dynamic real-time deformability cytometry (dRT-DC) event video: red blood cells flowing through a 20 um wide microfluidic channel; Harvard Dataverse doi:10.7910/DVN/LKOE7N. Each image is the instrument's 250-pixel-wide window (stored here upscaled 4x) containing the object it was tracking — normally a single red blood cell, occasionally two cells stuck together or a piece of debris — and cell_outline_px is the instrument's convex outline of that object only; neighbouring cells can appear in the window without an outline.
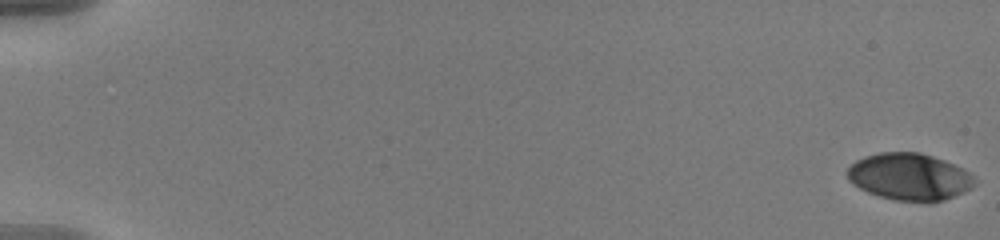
{"species": "human", "species_latin": "Homo sapiens", "temperature_condition": "warm", "stored_images_in_passage": 58, "camera_frame_rate_fps": 3000, "um_per_image_px": 0.085, "donor": {"sex": "male"}, "frame": {"image": 1, "passage_image": 1, "time_ms": 0.0, "image_size_px": [1000, 240], "cell_outline_px": [[976, 184], [972, 188], [964, 192], [944, 200], [928, 204], [892, 200], [868, 192], [852, 184], [848, 180], [848, 168], [856, 160], [864, 156], [880, 152], [920, 152], [944, 160], [976, 176]], "centroid_in_image_um": [77.33, 15.05], "position_along_channel_um": 7.7, "area_um2": 35.32}}
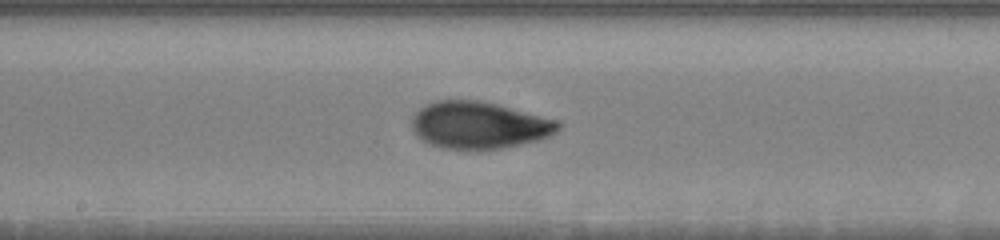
{"frame": {"image": 2, "passage_image": 33, "time_ms": 10.667, "image_size_px": [1000, 240], "cell_outline_px": [[560, 128], [556, 132], [540, 140], [500, 148], [448, 148], [432, 144], [416, 136], [412, 128], [412, 116], [424, 104], [436, 100], [480, 100], [560, 120]], "centroid_in_image_um": [40.73, 10.61], "position_along_channel_um": 207.5, "area_um2": 39.82}}
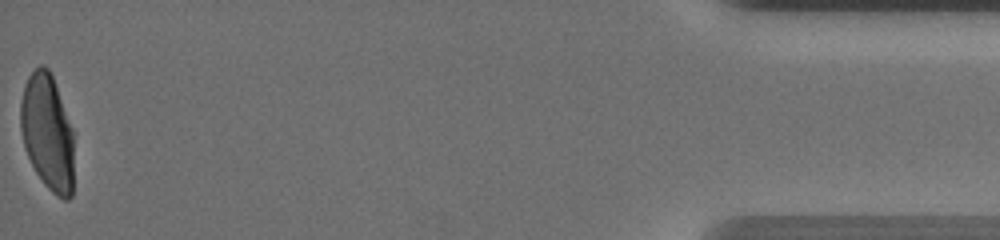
{"frame": {"image": 3, "passage_image": 58, "time_ms": 19.0, "image_size_px": [1000, 240], "cell_outline_px": [[72, 196], [68, 200], [64, 200], [56, 196], [44, 184], [36, 172], [24, 148], [20, 128], [20, 104], [24, 84], [28, 76], [40, 64], [44, 64], [48, 68], [52, 76], [72, 128]], "centroid_in_image_um": [4.0, 11.24], "position_along_channel_um": 431.2, "area_um2": 35.89}, "authors_computed_cell_mechanics": {"area_um2": 37.8012, "velocity_mm_per_s": 3.6441, "shape_relaxation_time_tau1_ms": 5.8969, "shape_relaxation_time_tau2_ms": 0.9636, "deformation_change_tau1": 0.2204, "deformation_change_tau2": 0.0506}}